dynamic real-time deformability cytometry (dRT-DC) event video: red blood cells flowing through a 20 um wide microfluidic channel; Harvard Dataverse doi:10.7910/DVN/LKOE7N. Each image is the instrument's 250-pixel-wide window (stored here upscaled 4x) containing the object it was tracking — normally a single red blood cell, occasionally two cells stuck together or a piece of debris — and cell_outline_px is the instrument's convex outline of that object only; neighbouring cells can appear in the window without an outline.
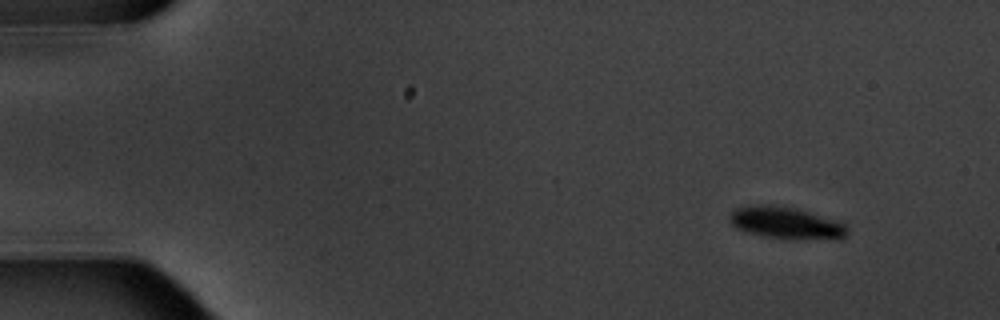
{"species": "common noctule bat (a hibernating species)", "species_latin": "Nyctalus noctula", "temperature_condition": "warm", "stored_images_in_passage": 4, "camera_frame_rate_fps": 3000, "um_per_image_px": 0.085, "animal": {"sex": "male", "body_mass_g": 20.1, "forearm_length_mm": 53.5}, "frame": {"image": 1, "passage_image": 1, "time_ms": 0.0, "image_size_px": [1000, 320], "cell_outline_px": [[848, 232], [840, 240], [764, 236], [736, 228], [728, 220], [728, 216], [736, 208], [768, 204], [772, 204], [796, 208], [836, 220], [844, 224], [848, 228]], "centroid_in_image_um": [66.84, 18.93], "position_along_channel_um": 18.2, "area_um2": 21.5}}